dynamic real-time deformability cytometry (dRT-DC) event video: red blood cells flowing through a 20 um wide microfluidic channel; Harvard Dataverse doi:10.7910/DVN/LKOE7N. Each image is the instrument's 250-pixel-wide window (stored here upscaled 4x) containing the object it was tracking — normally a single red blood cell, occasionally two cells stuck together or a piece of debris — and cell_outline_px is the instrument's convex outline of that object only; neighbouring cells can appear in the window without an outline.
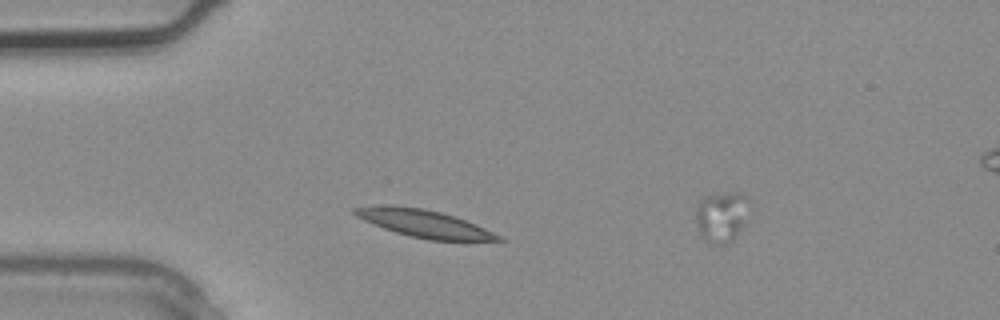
{"species": "common noctule bat (a hibernating species)", "species_latin": "Nyctalus noctula", "temperature_condition": "warm", "stored_images_in_passage": 2, "segment_of_instrument_passage": [1, 2], "camera_frame_rate_fps": 3000, "um_per_image_px": 0.085, "animal": {"sex": "male", "body_mass_g": 20.4}, "frame": {"image": 1, "passage_image": 1, "time_ms": 0.0, "image_size_px": [1000, 320], "cell_outline_px": [[508, 240], [428, 240], [396, 232], [384, 228], [364, 220], [356, 216], [352, 212], [352, 208], [388, 204], [392, 204], [424, 208], [440, 212], [476, 224]], "centroid_in_image_um": [35.99, 18.97], "position_along_channel_um": 49.0, "area_um2": 22.66}}